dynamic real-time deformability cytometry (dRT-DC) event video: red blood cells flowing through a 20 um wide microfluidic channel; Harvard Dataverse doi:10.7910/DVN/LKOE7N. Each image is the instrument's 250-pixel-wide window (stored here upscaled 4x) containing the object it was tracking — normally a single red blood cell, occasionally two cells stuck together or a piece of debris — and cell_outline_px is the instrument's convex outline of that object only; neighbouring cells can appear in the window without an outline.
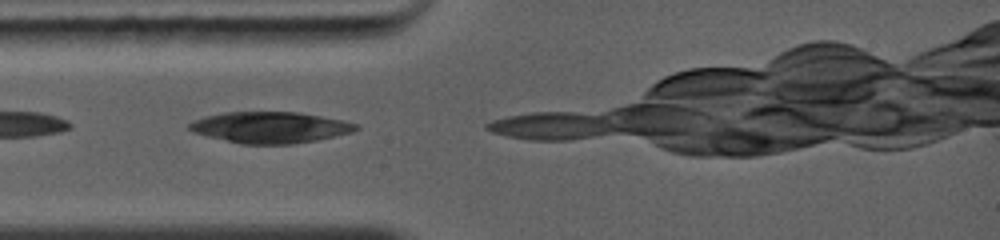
{"species": "common noctule bat (a hibernating species)", "species_latin": "Nyctalus noctula", "temperature_condition": "warm", "stored_images_in_passage": 14, "camera_frame_rate_fps": 5000, "um_per_image_px": 0.085, "animal": {"sex": "female", "body_mass_g": 19.0, "forearm_length_mm": 56.7}, "frame": {"image": 1, "passage_image": 1, "time_ms": 0.0, "image_size_px": [1000, 240], "cell_outline_px": [[360, 128], [352, 132], [316, 140], [292, 144], [240, 144], [192, 132], [188, 128], [188, 124], [192, 120], [204, 116], [224, 112], [300, 112], [360, 124]], "centroid_in_image_um": [22.93, 10.82], "position_along_channel_um": 62.1, "area_um2": 30.35}}
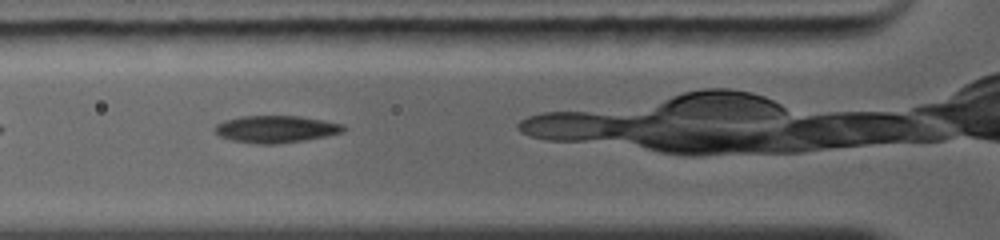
{"frame": {"image": 2, "passage_image": 3, "time_ms": 1.6, "image_size_px": [1000, 240], "cell_outline_px": [[348, 128], [340, 132], [324, 136], [304, 140], [276, 144], [256, 144], [232, 140], [220, 136], [212, 128], [216, 124], [224, 120], [240, 116], [300, 116], [344, 124]], "centroid_in_image_um": [23.41, 10.97], "position_along_channel_um": 102.4, "area_um2": 20.29}}
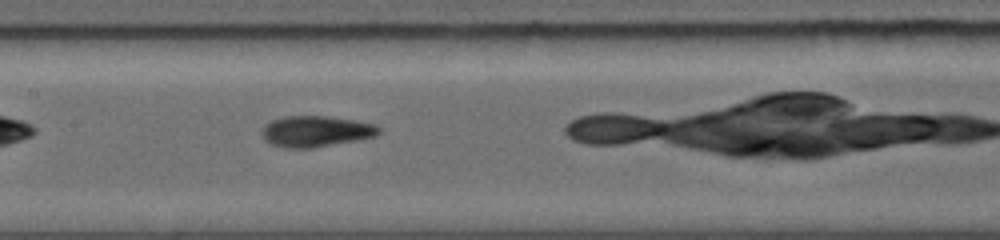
{"frame": {"image": 3, "passage_image": 5, "time_ms": 3.4, "image_size_px": [1000, 240], "cell_outline_px": [[380, 132], [376, 136], [360, 140], [312, 148], [284, 148], [268, 144], [264, 140], [260, 132], [264, 124], [272, 120], [284, 116], [328, 116], [356, 120], [376, 124], [380, 128]], "centroid_in_image_um": [26.83, 11.17], "position_along_channel_um": 180.6, "area_um2": 21.62}}